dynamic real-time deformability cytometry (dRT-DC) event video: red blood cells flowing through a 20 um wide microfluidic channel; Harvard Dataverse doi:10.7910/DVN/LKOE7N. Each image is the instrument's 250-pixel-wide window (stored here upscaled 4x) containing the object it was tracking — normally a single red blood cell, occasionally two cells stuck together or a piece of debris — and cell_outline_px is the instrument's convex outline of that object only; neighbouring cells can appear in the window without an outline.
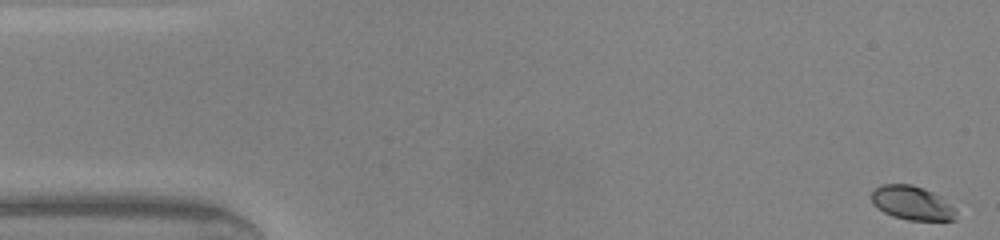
{"species": "common noctule bat (a hibernating species)", "species_latin": "Nyctalus noctula", "temperature_condition": "warm", "stored_images_in_passage": 47, "camera_frame_rate_fps": 3000, "um_per_image_px": 0.085, "animal": {"sex": "male", "body_mass_g": 20.0, "forearm_length_mm": 53.3}, "frame": {"image": 1, "passage_image": 1, "time_ms": 0.0, "image_size_px": [1000, 240], "cell_outline_px": [[956, 220], [908, 220], [892, 216], [876, 208], [872, 204], [872, 192], [880, 184], [912, 184], [924, 188], [932, 192], [956, 208]], "centroid_in_image_um": [77.5, 17.25], "position_along_channel_um": 7.5, "area_um2": 16.76}}
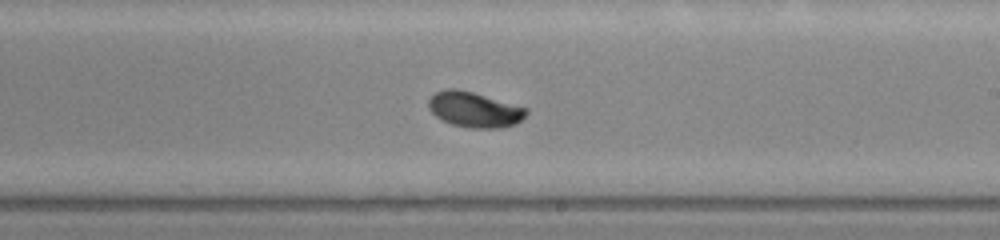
{"frame": {"image": 2, "passage_image": 27, "time_ms": 8.667, "image_size_px": [1000, 240], "cell_outline_px": [[528, 112], [516, 124], [500, 128], [468, 128], [452, 124], [436, 116], [428, 108], [428, 100], [436, 92], [448, 88], [456, 88], [472, 92], [528, 108]], "centroid_in_image_um": [40.32, 9.32], "position_along_channel_um": 248.7, "area_um2": 20.0}}
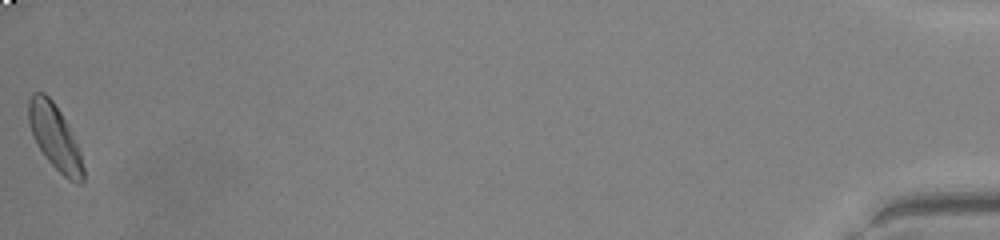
{"frame": {"image": 3, "passage_image": 47, "time_ms": 15.333, "image_size_px": [1000, 240], "cell_outline_px": [[84, 180], [80, 184], [76, 184], [68, 180], [48, 160], [32, 136], [28, 120], [28, 100], [32, 92], [44, 92], [52, 100], [60, 112], [80, 152], [84, 168]], "centroid_in_image_um": [4.64, 11.66], "position_along_channel_um": 430.6, "area_um2": 20.35}, "authors_computed_cell_mechanics": {"area_um2": 19.4786, "velocity_mm_per_s": 4.2979, "shape_relaxation_time_tau1_ms": 1.4725, "shape_relaxation_time_tau2_ms": null, "deformation_change_tau1": 0.1476, "deformation_change_tau2": null}}